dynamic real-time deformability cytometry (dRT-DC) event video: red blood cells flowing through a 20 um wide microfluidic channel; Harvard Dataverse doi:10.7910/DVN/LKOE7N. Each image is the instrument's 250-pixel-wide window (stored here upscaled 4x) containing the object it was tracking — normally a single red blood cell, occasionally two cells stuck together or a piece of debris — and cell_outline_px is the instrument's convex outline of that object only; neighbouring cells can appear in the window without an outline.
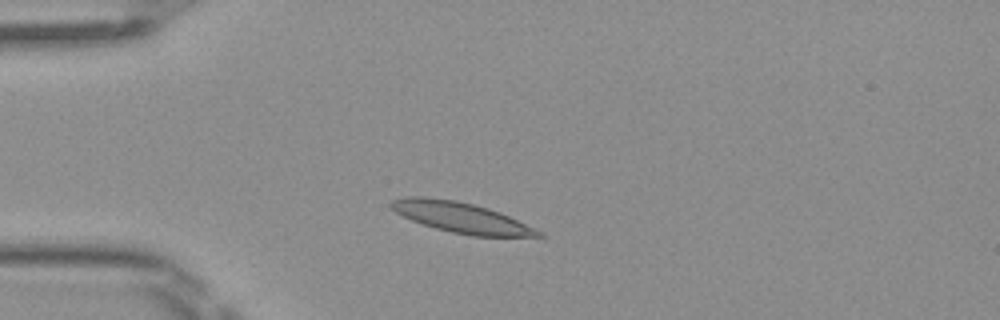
{"species": "Egyptian fruit bat (a non-hibernating species)", "species_latin": "Rousettus aegyptiacus", "temperature_condition": "room temperature", "stored_images_in_passage": 46, "camera_frame_rate_fps": 3000, "um_per_image_px": 0.085, "frame": {"image": 1, "passage_image": 8, "time_ms": 2.333, "image_size_px": [1000, 320], "cell_outline_px": [[544, 236], [472, 236], [452, 232], [436, 228], [412, 220], [396, 212], [388, 204], [392, 200], [404, 196], [424, 196], [456, 200], [488, 208], [500, 212], [544, 232]], "centroid_in_image_um": [39.19, 18.47], "position_along_channel_um": 45.8, "area_um2": 25.95}}
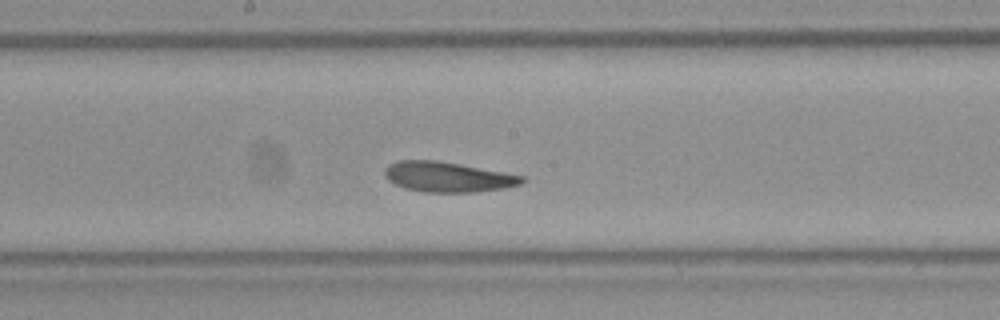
{"frame": {"image": 2, "passage_image": 22, "time_ms": 7.0, "image_size_px": [1000, 320], "cell_outline_px": [[524, 180], [520, 184], [504, 188], [476, 192], [424, 192], [404, 188], [388, 180], [384, 176], [384, 168], [388, 164], [400, 160], [436, 160], [460, 164], [504, 172], [524, 176]], "centroid_in_image_um": [38.02, 15.03], "position_along_channel_um": 210.2, "area_um2": 24.1}}
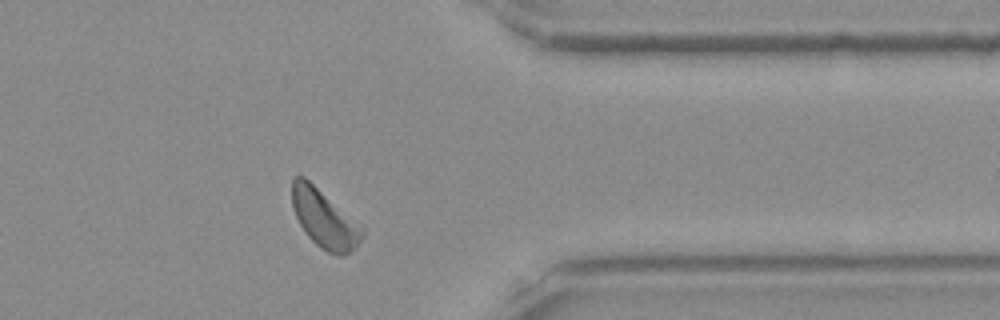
{"frame": {"image": 3, "passage_image": 36, "time_ms": 11.667, "image_size_px": [1000, 320], "cell_outline_px": [[364, 236], [356, 248], [344, 256], [336, 256], [320, 248], [308, 236], [300, 224], [292, 208], [292, 180], [296, 176], [304, 176], [360, 224], [364, 228]], "centroid_in_image_um": [27.59, 18.63], "position_along_channel_um": 383.8, "area_um2": 23.76}, "authors_computed_cell_mechanics": {"area_um2": 24.1893, "velocity_mm_per_s": 3.9684, "shape_relaxation_time_tau1_ms": 4.4644, "shape_relaxation_time_tau2_ms": 3.0295, "deformation_change_tau1": 0.1176, "deformation_change_tau2": 0.1091}}